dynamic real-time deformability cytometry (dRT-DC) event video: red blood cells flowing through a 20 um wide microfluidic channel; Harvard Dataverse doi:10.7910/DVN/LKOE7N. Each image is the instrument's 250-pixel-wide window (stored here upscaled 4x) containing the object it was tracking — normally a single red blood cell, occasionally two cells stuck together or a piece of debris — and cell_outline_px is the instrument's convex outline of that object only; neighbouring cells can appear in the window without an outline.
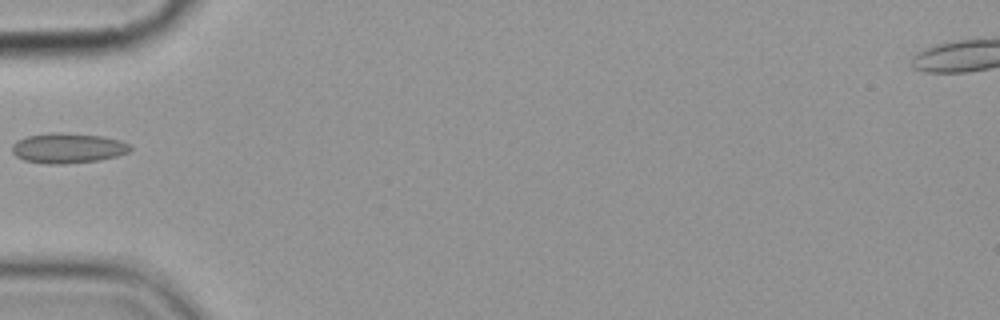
{"species": "common noctule bat (a hibernating species)", "species_latin": "Nyctalus noctula", "temperature_condition": "cold", "stored_images_in_passage": 6, "camera_frame_rate_fps": 3000, "um_per_image_px": 0.085, "animal": {"sex": "female", "body_mass_g": 19.9}, "frame": {"image": 1, "passage_image": 6, "time_ms": 6.667, "image_size_px": [1000, 320], "cell_outline_px": [[132, 148], [128, 152], [116, 156], [100, 160], [60, 164], [48, 164], [24, 160], [16, 156], [12, 152], [12, 144], [16, 140], [28, 136], [48, 132], [64, 132], [104, 136], [120, 140], [128, 144]], "centroid_in_image_um": [5.75, 12.57], "position_along_channel_um": 79.3, "area_um2": 20.87}}